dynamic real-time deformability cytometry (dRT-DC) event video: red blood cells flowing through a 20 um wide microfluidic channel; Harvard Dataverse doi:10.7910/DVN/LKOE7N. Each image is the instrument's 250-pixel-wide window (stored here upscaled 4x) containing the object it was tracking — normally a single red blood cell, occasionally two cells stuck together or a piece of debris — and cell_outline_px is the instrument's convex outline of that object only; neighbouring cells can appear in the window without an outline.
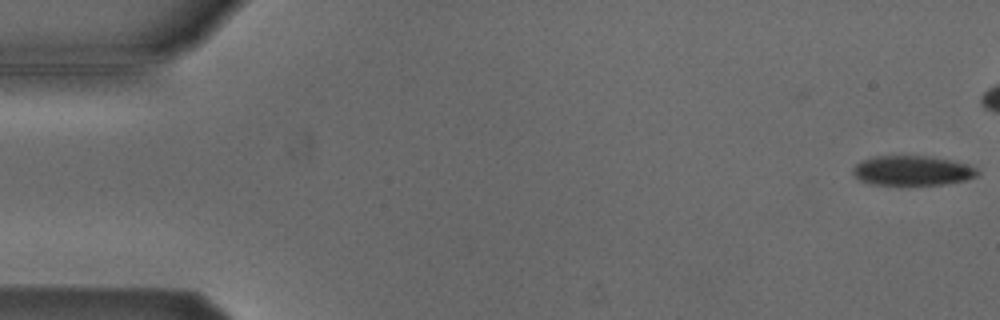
{"species": "Egyptian fruit bat (a non-hibernating species)", "species_latin": "Rousettus aegyptiacus", "temperature_condition": "cold", "stored_images_in_passage": 10, "camera_frame_rate_fps": 3000, "um_per_image_px": 0.085, "animal": {"sex": "male"}, "frame": {"image": 1, "passage_image": 1, "time_ms": 0.0, "image_size_px": [1000, 320], "cell_outline_px": [[980, 172], [976, 176], [964, 180], [944, 184], [872, 184], [860, 180], [852, 172], [852, 168], [860, 160], [872, 156], [924, 156], [948, 160], [968, 164], [976, 168]], "centroid_in_image_um": [77.51, 14.49], "position_along_channel_um": 7.5, "area_um2": 21.33}}